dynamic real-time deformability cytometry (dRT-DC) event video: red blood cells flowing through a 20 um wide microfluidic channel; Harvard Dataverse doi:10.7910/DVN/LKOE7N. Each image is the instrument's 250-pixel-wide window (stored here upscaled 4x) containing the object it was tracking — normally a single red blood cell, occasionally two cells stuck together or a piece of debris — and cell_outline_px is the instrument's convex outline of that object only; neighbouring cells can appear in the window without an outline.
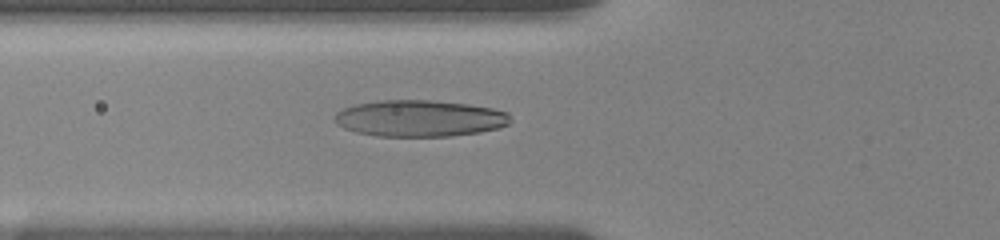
{"species": "human", "species_latin": "Homo sapiens", "temperature_condition": "room temperature", "stored_images_in_passage": 67, "camera_frame_rate_fps": 3000, "um_per_image_px": 0.085, "donor": {"sex": "female"}, "frame": {"image": 1, "passage_image": 40, "time_ms": 6.667, "image_size_px": [1000, 240], "cell_outline_px": [[512, 120], [508, 124], [500, 128], [480, 132], [452, 136], [376, 136], [356, 132], [344, 128], [336, 124], [332, 120], [336, 112], [344, 108], [356, 104], [380, 100], [432, 100], [468, 104], [492, 108], [508, 112]], "centroid_in_image_um": [35.67, 10.06], "position_along_channel_um": 90.1, "area_um2": 37.69}}
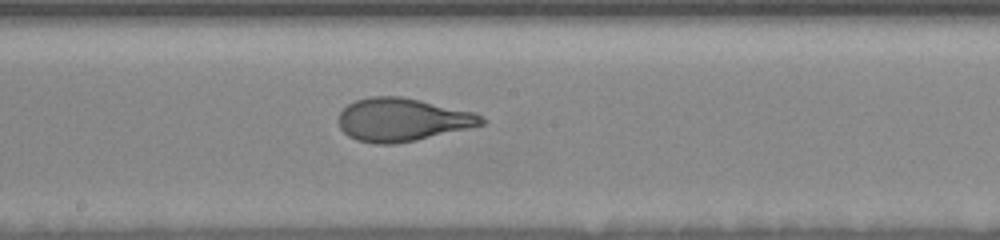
{"frame": {"image": 2, "passage_image": 54, "time_ms": 10.0, "image_size_px": [1000, 240], "cell_outline_px": [[488, 120], [484, 124], [468, 128], [416, 140], [396, 144], [376, 144], [356, 140], [348, 136], [340, 128], [340, 112], [348, 104], [356, 100], [368, 96], [400, 96], [420, 100], [476, 112], [484, 116]], "centroid_in_image_um": [34.23, 10.17], "position_along_channel_um": 214.0, "area_um2": 36.01}}
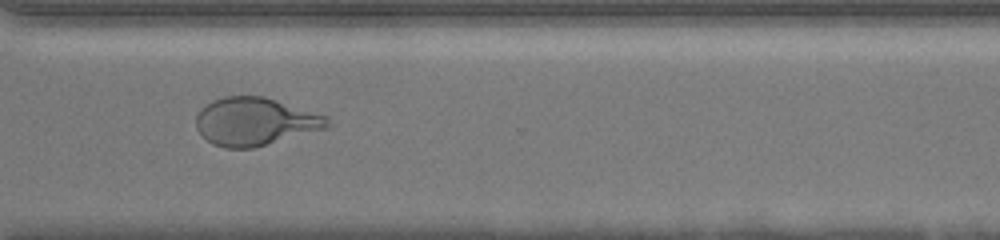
{"frame": {"image": 3, "passage_image": 66, "time_ms": 13.667, "image_size_px": [1000, 240], "cell_outline_px": [[332, 124], [328, 128], [252, 148], [224, 148], [212, 144], [196, 128], [196, 116], [200, 108], [212, 100], [224, 96], [264, 96], [328, 116]], "centroid_in_image_um": [21.69, 10.32], "position_along_channel_um": 348.9, "area_um2": 36.76}}